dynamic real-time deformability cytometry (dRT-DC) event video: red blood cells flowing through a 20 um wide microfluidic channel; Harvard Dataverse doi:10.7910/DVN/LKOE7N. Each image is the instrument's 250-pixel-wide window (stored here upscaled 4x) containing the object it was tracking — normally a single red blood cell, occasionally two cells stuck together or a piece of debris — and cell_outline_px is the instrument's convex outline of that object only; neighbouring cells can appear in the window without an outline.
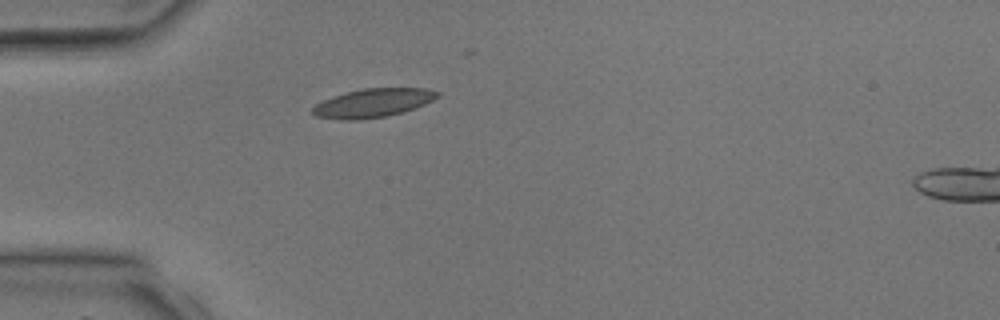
{"species": "common noctule bat (a hibernating species)", "species_latin": "Nyctalus noctula", "temperature_condition": "room temperature", "stored_images_in_passage": 1, "camera_frame_rate_fps": 3000, "um_per_image_px": 0.085, "animal": {"sex": "male", "body_mass_g": 17.9, "forearm_length_mm": 54.2}, "frame": {"image": 1, "passage_image": 1, "time_ms": 0.0, "image_size_px": [1000, 320], "cell_outline_px": [[440, 96], [424, 104], [404, 112], [388, 116], [356, 120], [340, 120], [316, 116], [312, 112], [312, 108], [316, 104], [332, 96], [364, 88], [428, 88], [440, 92]], "centroid_in_image_um": [31.72, 8.75], "position_along_channel_um": 53.3, "area_um2": 20.87}}